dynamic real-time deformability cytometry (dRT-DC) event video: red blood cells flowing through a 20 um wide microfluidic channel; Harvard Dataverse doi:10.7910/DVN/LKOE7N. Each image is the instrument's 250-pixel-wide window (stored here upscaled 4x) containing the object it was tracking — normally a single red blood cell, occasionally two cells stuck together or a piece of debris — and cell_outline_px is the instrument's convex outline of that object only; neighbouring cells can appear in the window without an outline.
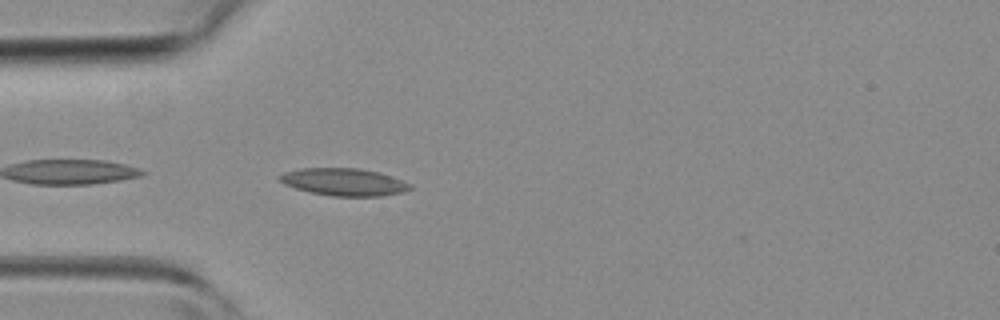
{"species": "common noctule bat (a hibernating species)", "species_latin": "Nyctalus noctula", "temperature_condition": "room temperature", "stored_images_in_passage": 8, "camera_frame_rate_fps": 3000, "um_per_image_px": 0.085, "animal": {"sex": "female", "body_mass_g": 19.3, "forearm_length_mm": 54.1}, "frame": {"image": 1, "passage_image": 1, "time_ms": 0.0, "image_size_px": [1000, 320], "cell_outline_px": [[412, 188], [400, 192], [380, 196], [332, 196], [312, 192], [296, 188], [284, 184], [276, 176], [284, 172], [300, 168], [360, 168], [380, 172], [392, 176], [412, 184]], "centroid_in_image_um": [29.23, 15.45], "position_along_channel_um": 55.8, "area_um2": 20.81}}
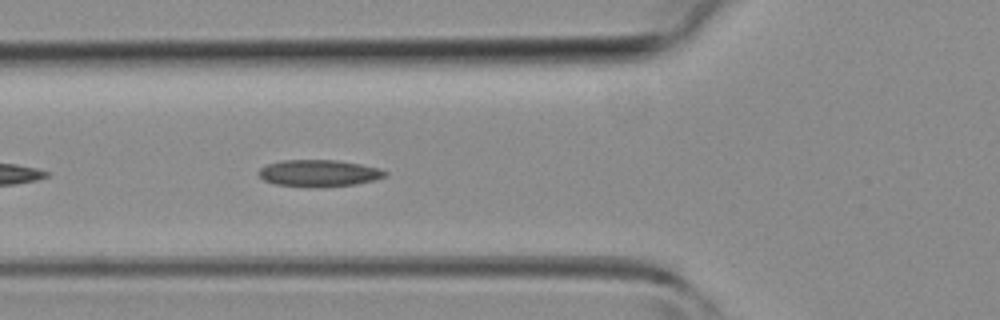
{"frame": {"image": 2, "passage_image": 4, "time_ms": 1.0, "image_size_px": [1000, 320], "cell_outline_px": [[388, 172], [384, 176], [376, 180], [356, 184], [316, 188], [276, 184], [264, 180], [256, 172], [260, 168], [268, 164], [280, 160], [336, 160], [360, 164], [380, 168]], "centroid_in_image_um": [27.1, 14.72], "position_along_channel_um": 98.7, "area_um2": 19.88}}